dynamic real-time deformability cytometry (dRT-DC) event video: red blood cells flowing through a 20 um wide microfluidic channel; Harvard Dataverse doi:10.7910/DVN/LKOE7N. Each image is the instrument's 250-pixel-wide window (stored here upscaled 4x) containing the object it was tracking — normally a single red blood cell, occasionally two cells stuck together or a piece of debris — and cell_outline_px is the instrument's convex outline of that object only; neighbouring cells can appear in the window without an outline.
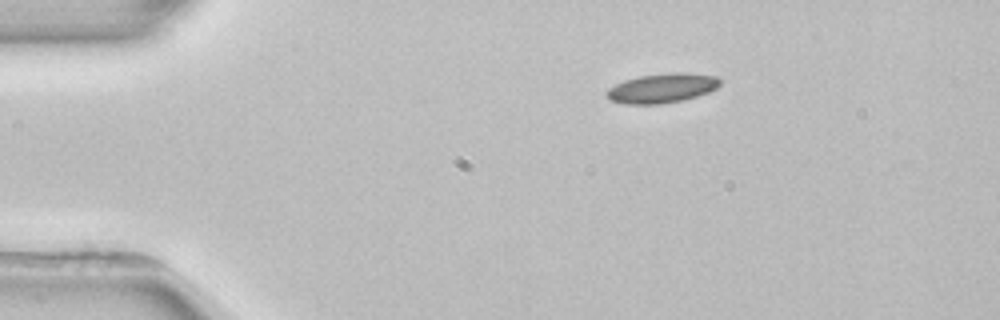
{"species": "common noctule bat (a hibernating species)", "species_latin": "Nyctalus noctula", "temperature_condition": "room temperature", "stored_images_in_passage": 3, "camera_frame_rate_fps": 3000, "um_per_image_px": 0.085, "animal": {"sex": "female", "body_mass_g": 22.7, "forearm_length_mm": 54.2}, "frame": {"image": 1, "passage_image": 1, "time_ms": 0.0, "image_size_px": [1000, 320], "cell_outline_px": [[720, 84], [716, 88], [708, 92], [684, 100], [660, 104], [628, 104], [612, 100], [604, 92], [608, 88], [624, 80], [640, 76], [668, 72], [684, 72], [716, 76], [720, 80]], "centroid_in_image_um": [56.28, 7.48], "position_along_channel_um": 28.7, "area_um2": 19.42}}
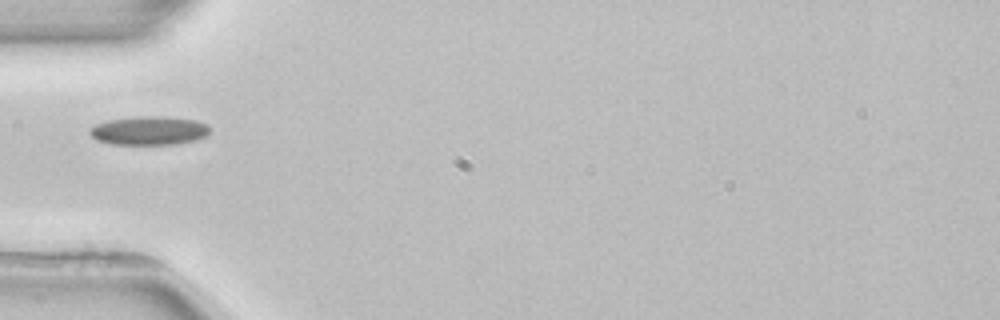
{"frame": {"image": 2, "passage_image": 3, "time_ms": 2.667, "image_size_px": [1000, 320], "cell_outline_px": [[208, 136], [196, 140], [176, 144], [112, 144], [96, 140], [88, 132], [88, 128], [96, 124], [108, 120], [144, 116], [164, 116], [196, 120], [208, 124]], "centroid_in_image_um": [12.67, 11.1], "position_along_channel_um": 72.3, "area_um2": 20.17}}